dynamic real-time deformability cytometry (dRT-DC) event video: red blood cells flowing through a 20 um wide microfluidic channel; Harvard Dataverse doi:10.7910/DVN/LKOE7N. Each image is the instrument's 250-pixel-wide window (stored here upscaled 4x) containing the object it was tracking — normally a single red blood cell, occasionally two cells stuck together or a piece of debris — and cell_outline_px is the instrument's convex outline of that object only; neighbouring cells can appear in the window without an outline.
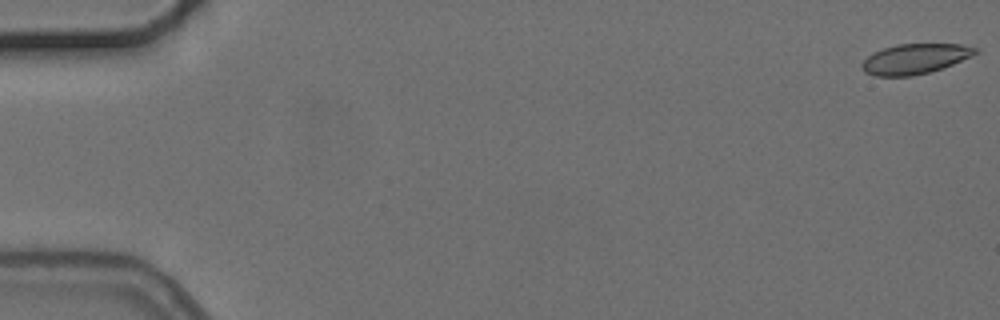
{"species": "common noctule bat (a hibernating species)", "species_latin": "Nyctalus noctula", "temperature_condition": "cold", "stored_images_in_passage": 6, "camera_frame_rate_fps": 3000, "um_per_image_px": 0.085, "animal": {"sex": "female", "body_mass_g": 24.6, "forearm_length_mm": 56.2}, "frame": {"image": 1, "passage_image": 1, "time_ms": 0.0, "image_size_px": [1000, 320], "cell_outline_px": [[980, 52], [972, 56], [944, 68], [912, 76], [876, 76], [864, 72], [860, 64], [872, 52], [896, 44], [960, 44], [980, 48]], "centroid_in_image_um": [77.8, 5.0], "position_along_channel_um": 7.2, "area_um2": 20.11}}
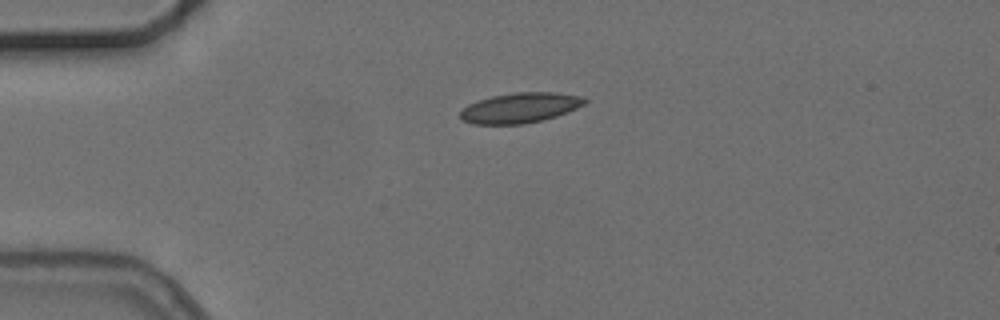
{"frame": {"image": 2, "passage_image": 4, "time_ms": 4.333, "image_size_px": [1000, 320], "cell_outline_px": [[588, 100], [584, 104], [576, 108], [556, 116], [544, 120], [524, 124], [472, 124], [464, 120], [460, 116], [460, 112], [468, 104], [492, 96], [516, 92], [556, 92], [580, 96]], "centroid_in_image_um": [44.22, 9.16], "position_along_channel_um": 40.8, "area_um2": 21.73}}
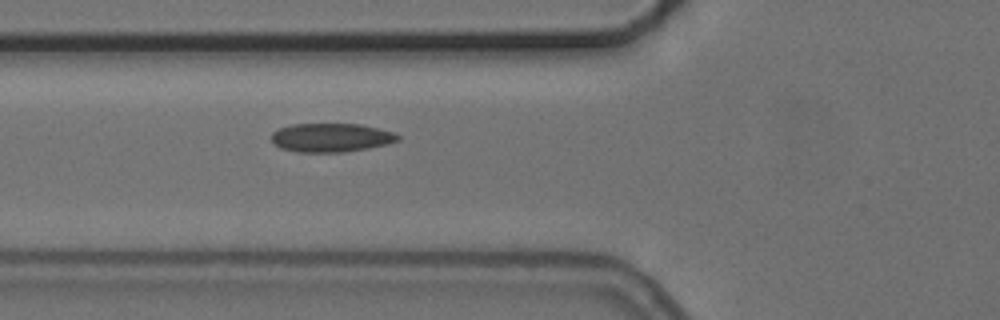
{"frame": {"image": 3, "passage_image": 6, "time_ms": 6.667, "image_size_px": [1000, 320], "cell_outline_px": [[400, 140], [388, 144], [368, 148], [344, 152], [296, 152], [280, 148], [272, 140], [272, 132], [280, 128], [292, 124], [360, 124], [392, 132], [400, 136]], "centroid_in_image_um": [28.14, 11.7], "position_along_channel_um": 97.7, "area_um2": 21.1}}